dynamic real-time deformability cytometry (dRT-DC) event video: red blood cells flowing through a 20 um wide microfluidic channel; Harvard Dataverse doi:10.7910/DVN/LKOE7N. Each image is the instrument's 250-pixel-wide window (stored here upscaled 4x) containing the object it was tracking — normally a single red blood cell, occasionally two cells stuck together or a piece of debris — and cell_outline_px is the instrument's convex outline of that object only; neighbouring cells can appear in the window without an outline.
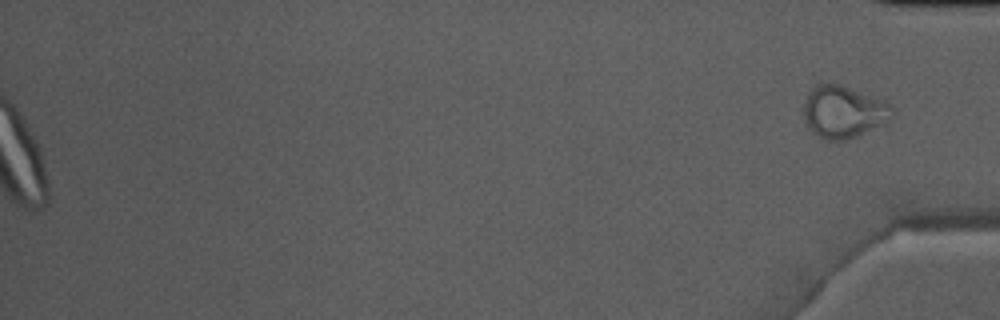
{"species": "Egyptian fruit bat (a non-hibernating species)", "species_latin": "Rousettus aegyptiacus", "temperature_condition": "warm", "stored_images_in_passage": 51, "camera_frame_rate_fps": 3000, "um_per_image_px": 0.085, "animal": {"sex": "male"}, "frame": {"image": 1, "passage_image": 51, "time_ms": 16.667, "image_size_px": [1000, 320], "cell_outline_px": [[892, 116], [880, 124], [856, 136], [844, 140], [824, 140], [816, 136], [808, 128], [804, 116], [804, 104], [808, 92], [816, 84], [840, 84], [888, 104], [892, 108]], "centroid_in_image_um": [71.6, 9.52], "position_along_channel_um": 363.6, "area_um2": 26.13}}